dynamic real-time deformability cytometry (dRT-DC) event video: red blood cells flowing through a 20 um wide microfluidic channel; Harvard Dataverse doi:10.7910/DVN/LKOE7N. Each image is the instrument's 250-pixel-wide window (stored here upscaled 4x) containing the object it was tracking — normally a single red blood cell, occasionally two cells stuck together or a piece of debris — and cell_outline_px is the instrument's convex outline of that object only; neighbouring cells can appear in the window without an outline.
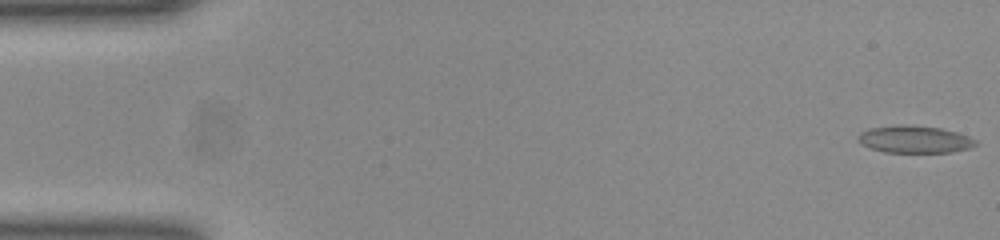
{"species": "common noctule bat (a hibernating species)", "species_latin": "Nyctalus noctula", "temperature_condition": "room temperature", "stored_images_in_passage": 52, "camera_frame_rate_fps": 3000, "um_per_image_px": 0.085, "animal": {"sex": "female", "body_mass_g": 23.0, "forearm_length_mm": 53.4}, "frame": {"image": 1, "passage_image": 1, "time_ms": 0.0, "image_size_px": [1000, 240], "cell_outline_px": [[980, 144], [968, 148], [952, 152], [884, 152], [860, 144], [856, 140], [856, 136], [860, 132], [868, 128], [900, 124], [904, 124], [940, 128], [956, 132], [968, 136], [976, 140]], "centroid_in_image_um": [77.7, 11.83], "position_along_channel_um": 7.3, "area_um2": 18.84}}
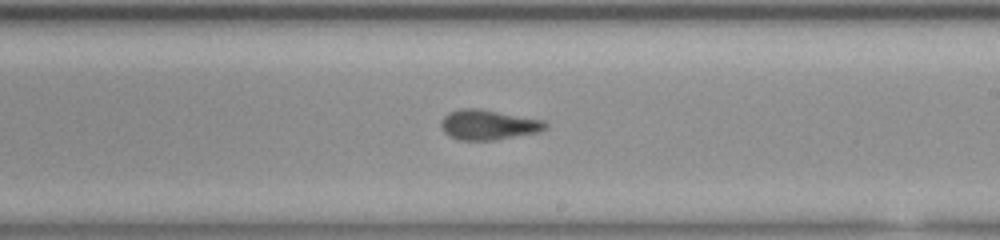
{"frame": {"image": 2, "passage_image": 30, "time_ms": 9.667, "image_size_px": [1000, 240], "cell_outline_px": [[548, 124], [544, 128], [536, 132], [496, 140], [460, 140], [444, 132], [440, 124], [440, 120], [448, 112], [460, 108], [480, 108], [544, 120]], "centroid_in_image_um": [41.47, 10.59], "position_along_channel_um": 247.5, "area_um2": 18.21}}
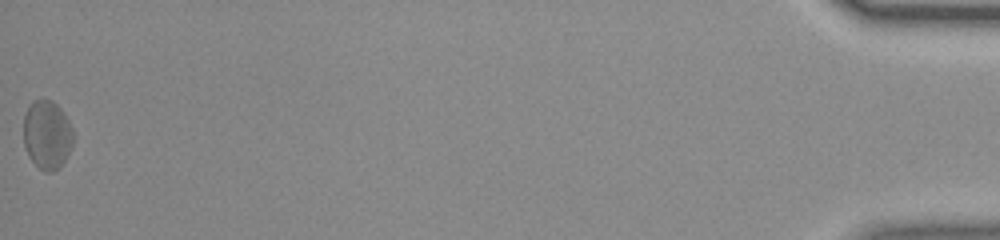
{"frame": {"image": 3, "passage_image": 52, "time_ms": 17.0, "image_size_px": [1000, 240], "cell_outline_px": [[72, 144], [64, 160], [52, 172], [44, 172], [28, 156], [24, 144], [24, 116], [28, 104], [32, 100], [52, 100], [60, 108], [68, 120], [72, 128]], "centroid_in_image_um": [3.97, 11.42], "position_along_channel_um": 431.2, "area_um2": 19.65}, "authors_computed_cell_mechanics": {"area_um2": 18.3226, "velocity_mm_per_s": 3.9347, "shape_relaxation_time_tau1_ms": 3.5808, "shape_relaxation_time_tau2_ms": 1.3419, "deformation_change_tau1": 0.1207, "deformation_change_tau2": 0.0764}}